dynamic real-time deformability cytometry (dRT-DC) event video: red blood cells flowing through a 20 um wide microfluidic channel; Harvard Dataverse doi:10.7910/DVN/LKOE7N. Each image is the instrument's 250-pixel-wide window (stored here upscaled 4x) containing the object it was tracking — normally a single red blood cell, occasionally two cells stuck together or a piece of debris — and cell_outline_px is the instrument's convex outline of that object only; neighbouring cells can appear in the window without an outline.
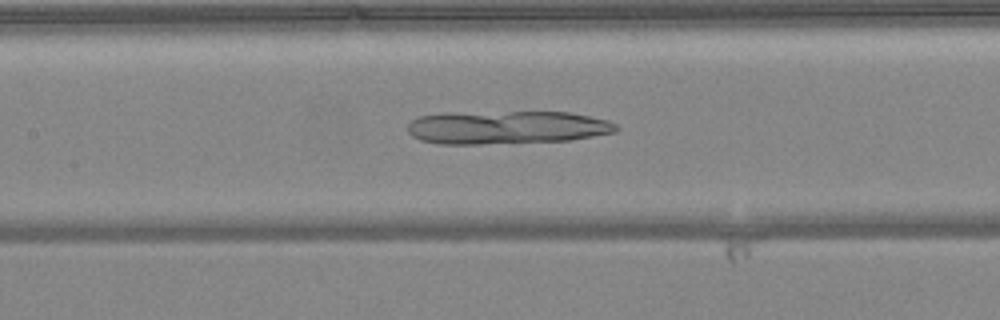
{"species": "common noctule bat (a hibernating species)", "species_latin": "Nyctalus noctula", "temperature_condition": "warm", "stored_images_in_passage": 31, "camera_frame_rate_fps": 3000, "um_per_image_px": 0.085, "animal": {"sex": "female", "body_mass_g": 24.6, "forearm_length_mm": 56.2}, "frame": {"image": 1, "passage_image": 15, "time_ms": 4.667, "image_size_px": [1000, 320], "cell_outline_px": [[620, 128], [616, 132], [572, 140], [480, 144], [440, 144], [420, 140], [412, 136], [408, 132], [408, 124], [412, 120], [420, 116], [444, 112], [568, 112], [608, 120], [616, 124]], "centroid_in_image_um": [43.06, 10.82], "position_along_channel_um": 164.3, "area_um2": 40.69}}
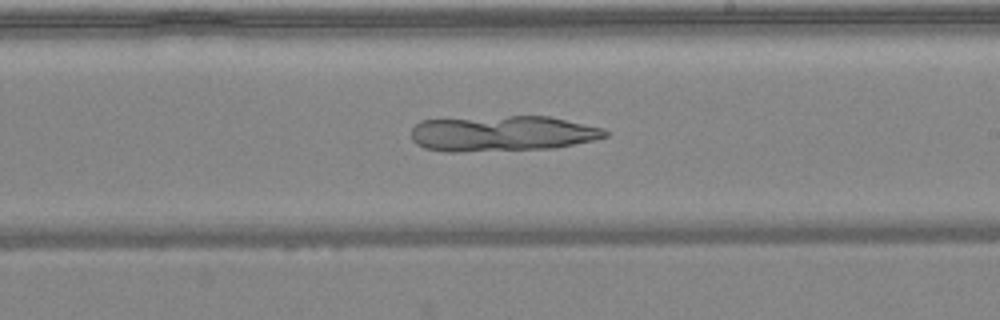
{"frame": {"image": 2, "passage_image": 21, "time_ms": 6.667, "image_size_px": [1000, 320], "cell_outline_px": [[608, 136], [592, 140], [552, 148], [460, 152], [444, 152], [424, 148], [416, 144], [412, 140], [412, 128], [420, 120], [508, 116], [548, 116], [604, 128], [608, 132]], "centroid_in_image_um": [42.65, 11.35], "position_along_channel_um": 246.3, "area_um2": 40.23}}
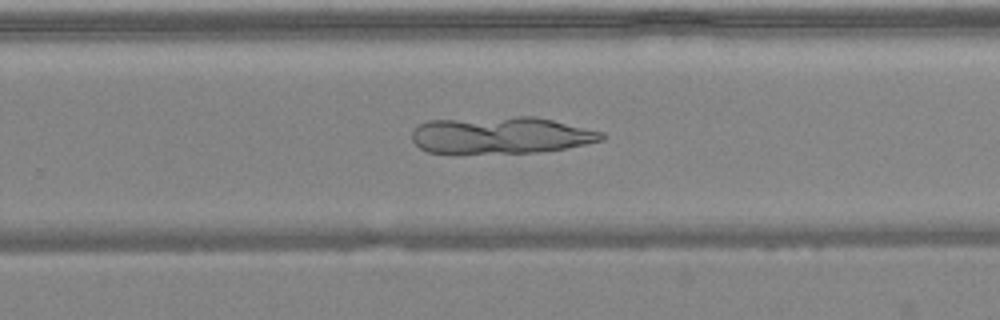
{"frame": {"image": 3, "passage_image": 24, "time_ms": 7.667, "image_size_px": [1000, 320], "cell_outline_px": [[604, 140], [564, 148], [540, 152], [456, 156], [452, 156], [428, 152], [420, 148], [412, 140], [412, 132], [420, 124], [428, 120], [516, 116], [536, 116], [604, 132]], "centroid_in_image_um": [42.5, 11.53], "position_along_channel_um": 287.3, "area_um2": 42.14}}